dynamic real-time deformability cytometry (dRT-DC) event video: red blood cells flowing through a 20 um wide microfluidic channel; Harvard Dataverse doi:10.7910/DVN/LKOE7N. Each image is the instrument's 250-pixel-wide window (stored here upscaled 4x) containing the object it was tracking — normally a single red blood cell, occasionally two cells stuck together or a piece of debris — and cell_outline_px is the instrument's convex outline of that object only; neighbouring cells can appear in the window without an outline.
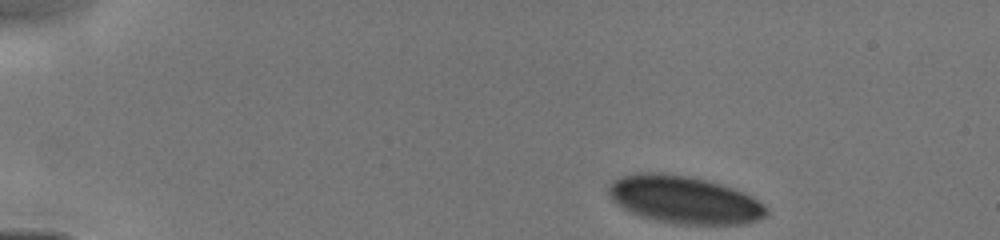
{"species": "human", "species_latin": "Homo sapiens", "temperature_condition": "cold", "stored_images_in_passage": 45, "camera_frame_rate_fps": 3000, "um_per_image_px": 0.085, "donor": {"sex": "male"}, "frame": {"image": 1, "passage_image": 1, "time_ms": 0.0, "image_size_px": [1000, 240], "cell_outline_px": [[768, 212], [764, 216], [756, 220], [744, 224], [676, 224], [656, 220], [640, 216], [616, 204], [612, 200], [608, 192], [608, 184], [612, 180], [620, 176], [636, 172], [660, 172], [688, 176], [704, 180], [732, 188], [744, 192], [752, 196], [764, 204], [768, 208]], "centroid_in_image_um": [58.13, 16.97], "position_along_channel_um": 26.9, "area_um2": 43.81}}
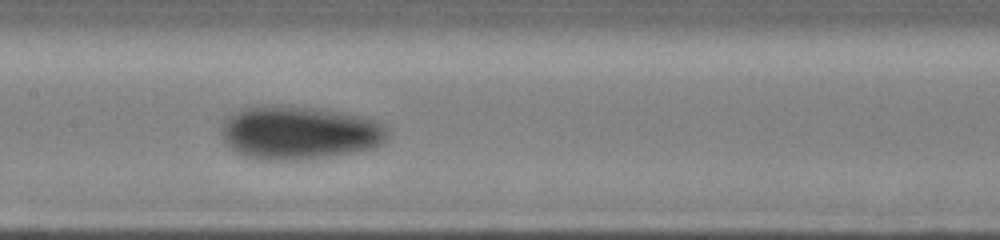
{"frame": {"image": 2, "passage_image": 21, "time_ms": 5.667, "image_size_px": [1000, 240], "cell_outline_px": [[388, 140], [384, 144], [376, 148], [356, 152], [300, 160], [264, 160], [244, 156], [236, 152], [220, 136], [220, 124], [224, 116], [240, 108], [256, 104], [280, 104], [320, 108], [360, 116], [376, 120], [388, 124]], "centroid_in_image_um": [25.41, 11.25], "position_along_channel_um": 182.0, "area_um2": 53.41}}
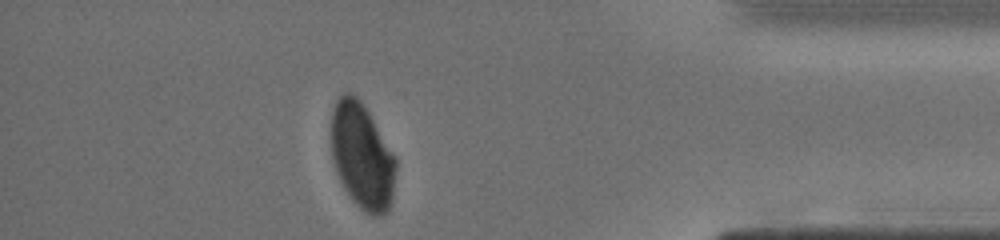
{"frame": {"image": 3, "passage_image": 39, "time_ms": 11.333, "image_size_px": [1000, 240], "cell_outline_px": [[396, 168], [392, 200], [388, 212], [380, 216], [372, 216], [364, 212], [352, 200], [344, 188], [340, 180], [332, 156], [328, 132], [332, 112], [336, 100], [344, 92], [352, 92], [360, 100], [368, 112], [396, 156]], "centroid_in_image_um": [30.76, 13.26], "position_along_channel_um": 404.4, "area_um2": 40.52}}